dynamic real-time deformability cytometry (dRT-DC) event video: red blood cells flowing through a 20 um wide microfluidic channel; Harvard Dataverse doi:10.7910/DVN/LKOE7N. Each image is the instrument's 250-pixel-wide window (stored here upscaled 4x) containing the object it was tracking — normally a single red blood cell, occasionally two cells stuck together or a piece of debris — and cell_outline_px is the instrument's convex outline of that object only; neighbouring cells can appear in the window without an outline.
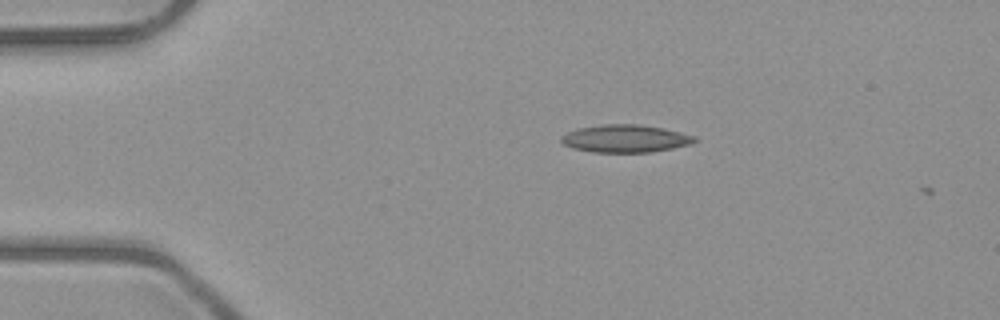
{"species": "common noctule bat (a hibernating species)", "species_latin": "Nyctalus noctula", "temperature_condition": "room temperature", "stored_images_in_passage": 3, "camera_frame_rate_fps": 3000, "um_per_image_px": 0.085, "animal": {"sex": "male", "body_mass_g": 23.1, "forearm_length_mm": 52.7}, "frame": {"image": 1, "passage_image": 2, "time_ms": 0.333, "image_size_px": [1000, 320], "cell_outline_px": [[700, 140], [692, 144], [652, 152], [592, 152], [572, 148], [564, 144], [560, 140], [560, 136], [568, 132], [580, 128], [604, 124], [640, 124], [664, 128], [696, 136]], "centroid_in_image_um": [53.2, 11.78], "position_along_channel_um": 31.8, "area_um2": 21.62}}